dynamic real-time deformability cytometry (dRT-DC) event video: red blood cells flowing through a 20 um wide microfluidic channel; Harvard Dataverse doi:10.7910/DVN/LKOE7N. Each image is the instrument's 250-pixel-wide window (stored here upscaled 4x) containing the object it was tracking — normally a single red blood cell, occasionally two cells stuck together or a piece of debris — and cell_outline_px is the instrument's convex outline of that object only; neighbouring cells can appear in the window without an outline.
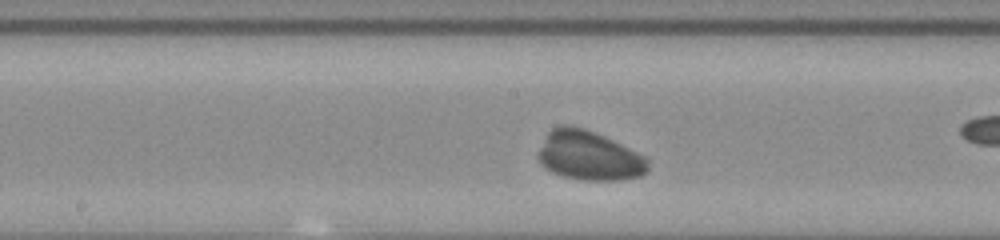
{"species": "common noctule bat (a hibernating species)", "species_latin": "Nyctalus noctula", "temperature_condition": "room temperature", "stored_images_in_passage": 41, "camera_frame_rate_fps": 3000, "um_per_image_px": 0.085, "animal": {"sex": "male", "body_mass_g": 20.0, "forearm_length_mm": 53.3}, "frame": {"image": 1, "passage_image": 26, "time_ms": 8.333, "image_size_px": [1000, 240], "cell_outline_px": [[648, 172], [640, 176], [620, 180], [584, 180], [564, 176], [552, 172], [544, 168], [540, 164], [536, 156], [548, 132], [552, 128], [560, 124], [568, 124], [584, 128], [612, 140], [648, 156]], "centroid_in_image_um": [50.07, 13.23], "position_along_channel_um": 198.1, "area_um2": 31.79}}
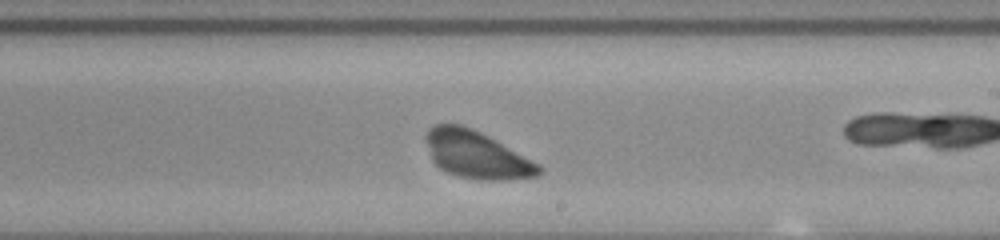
{"frame": {"image": 2, "passage_image": 30, "time_ms": 9.667, "image_size_px": [1000, 240], "cell_outline_px": [[544, 172], [536, 176], [508, 180], [480, 180], [460, 176], [448, 172], [440, 168], [432, 160], [424, 136], [436, 124], [460, 124], [480, 132], [488, 136], [540, 164], [544, 168]], "centroid_in_image_um": [40.54, 13.17], "position_along_channel_um": 248.5, "area_um2": 30.98}}